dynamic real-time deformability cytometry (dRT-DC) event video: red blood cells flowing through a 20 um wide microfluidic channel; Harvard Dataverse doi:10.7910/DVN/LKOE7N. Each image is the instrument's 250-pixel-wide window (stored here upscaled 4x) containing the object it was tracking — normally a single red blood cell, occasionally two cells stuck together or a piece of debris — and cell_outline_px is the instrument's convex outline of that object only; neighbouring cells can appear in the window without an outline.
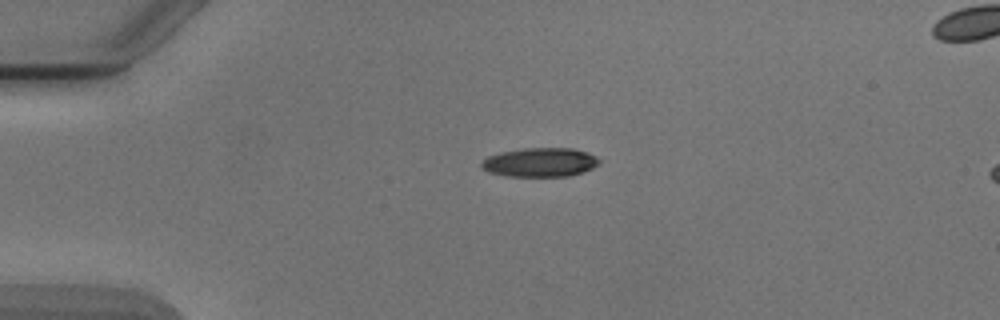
{"species": "Egyptian fruit bat (a non-hibernating species)", "species_latin": "Rousettus aegyptiacus", "temperature_condition": "cold", "stored_images_in_passage": 3, "camera_frame_rate_fps": 3000, "um_per_image_px": 0.085, "animal": {"sex": "male"}, "frame": {"image": 1, "passage_image": 1, "time_ms": 0.0, "image_size_px": [1000, 320], "cell_outline_px": [[600, 164], [592, 168], [568, 176], [508, 176], [488, 172], [480, 168], [480, 164], [488, 156], [500, 152], [524, 148], [572, 148], [588, 152], [596, 156], [600, 160]], "centroid_in_image_um": [45.9, 13.79], "position_along_channel_um": 39.1, "area_um2": 19.94}}